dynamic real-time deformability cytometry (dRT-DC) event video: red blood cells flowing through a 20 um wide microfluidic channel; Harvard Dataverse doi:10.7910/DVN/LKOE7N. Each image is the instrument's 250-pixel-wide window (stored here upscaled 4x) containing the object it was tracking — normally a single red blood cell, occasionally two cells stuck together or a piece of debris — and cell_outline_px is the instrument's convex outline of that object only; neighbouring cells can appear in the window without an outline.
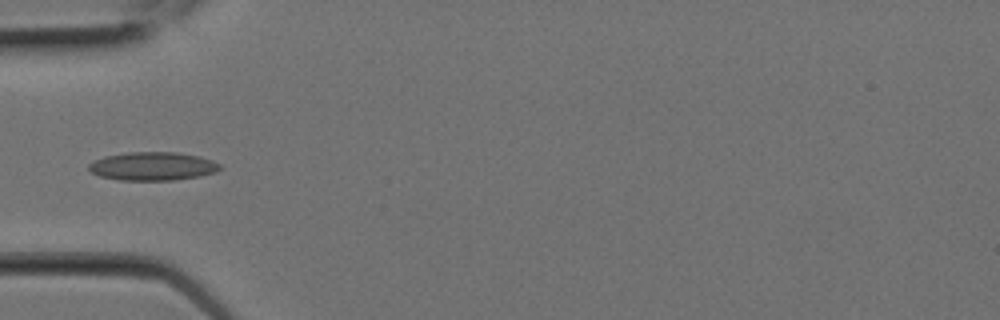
{"species": "Egyptian fruit bat (a non-hibernating species)", "species_latin": "Rousettus aegyptiacus", "temperature_condition": "room temperature", "stored_images_in_passage": 9, "camera_frame_rate_fps": 3000, "um_per_image_px": 0.085, "animal": {"sex": "female"}, "frame": {"image": 1, "passage_image": 7, "time_ms": 2.0, "image_size_px": [1000, 320], "cell_outline_px": [[220, 168], [216, 172], [200, 176], [172, 180], [120, 180], [100, 176], [92, 172], [88, 168], [88, 164], [104, 156], [128, 152], [176, 152], [200, 156], [212, 160], [220, 164]], "centroid_in_image_um": [12.99, 14.12], "position_along_channel_um": 72.0, "area_um2": 21.68}}
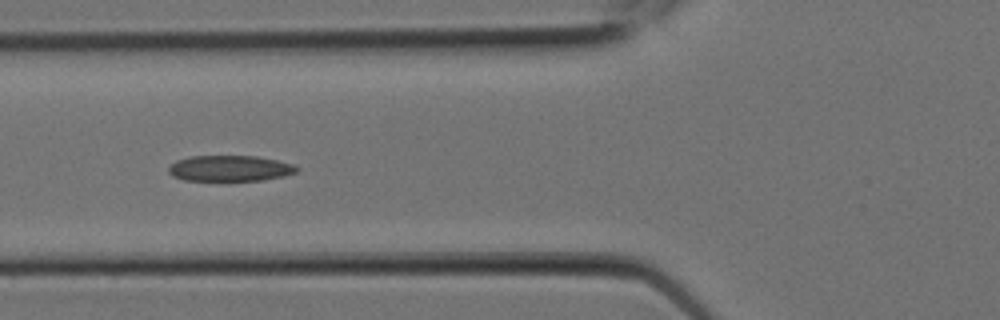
{"frame": {"image": 2, "passage_image": 8, "time_ms": 2.333, "image_size_px": [1000, 320], "cell_outline_px": [[300, 168], [296, 172], [284, 176], [264, 180], [184, 180], [172, 176], [168, 172], [168, 168], [176, 160], [192, 156], [256, 156], [276, 160], [292, 164]], "centroid_in_image_um": [19.54, 14.31], "position_along_channel_um": 106.3, "area_um2": 19.19}}
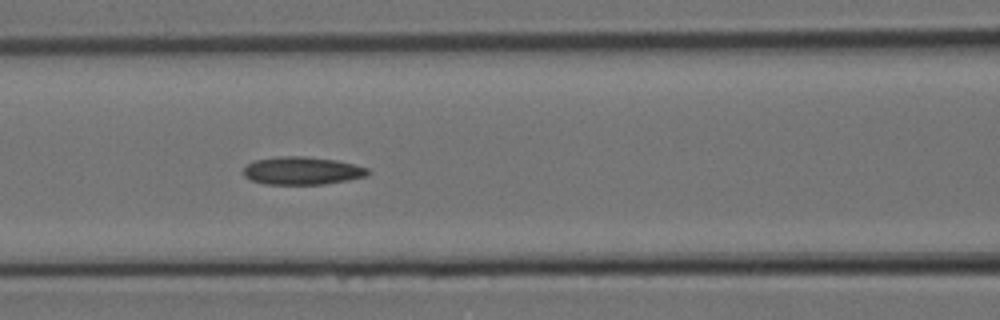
{"frame": {"image": 3, "passage_image": 9, "time_ms": 2.667, "image_size_px": [1000, 320], "cell_outline_px": [[368, 172], [364, 176], [348, 180], [324, 184], [264, 184], [252, 180], [244, 176], [244, 168], [248, 164], [256, 160], [276, 156], [304, 156], [336, 160], [368, 168]], "centroid_in_image_um": [25.65, 14.51], "position_along_channel_um": 141.0, "area_um2": 20.0}}